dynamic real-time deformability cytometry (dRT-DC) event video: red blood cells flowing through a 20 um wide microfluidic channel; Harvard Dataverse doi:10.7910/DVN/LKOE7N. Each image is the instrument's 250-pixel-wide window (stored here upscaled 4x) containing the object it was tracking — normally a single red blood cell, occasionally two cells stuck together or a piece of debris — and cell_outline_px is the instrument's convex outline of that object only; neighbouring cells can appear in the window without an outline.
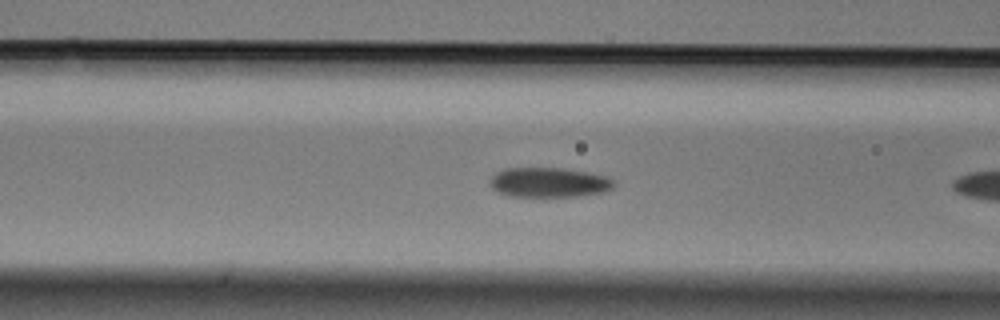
{"species": "Egyptian fruit bat (a non-hibernating species)", "species_latin": "Rousettus aegyptiacus", "temperature_condition": "cold", "stored_images_in_passage": 9, "camera_frame_rate_fps": 3000, "um_per_image_px": 0.085, "animal": {"sex": "male"}, "frame": {"image": 1, "passage_image": 8, "time_ms": 2.333, "image_size_px": [1000, 320], "cell_outline_px": [[616, 184], [612, 188], [604, 192], [580, 196], [508, 196], [496, 192], [488, 184], [488, 180], [496, 172], [504, 168], [564, 168], [588, 172], [604, 176], [612, 180]], "centroid_in_image_um": [46.61, 15.5], "position_along_channel_um": 120.0, "area_um2": 21.68}}